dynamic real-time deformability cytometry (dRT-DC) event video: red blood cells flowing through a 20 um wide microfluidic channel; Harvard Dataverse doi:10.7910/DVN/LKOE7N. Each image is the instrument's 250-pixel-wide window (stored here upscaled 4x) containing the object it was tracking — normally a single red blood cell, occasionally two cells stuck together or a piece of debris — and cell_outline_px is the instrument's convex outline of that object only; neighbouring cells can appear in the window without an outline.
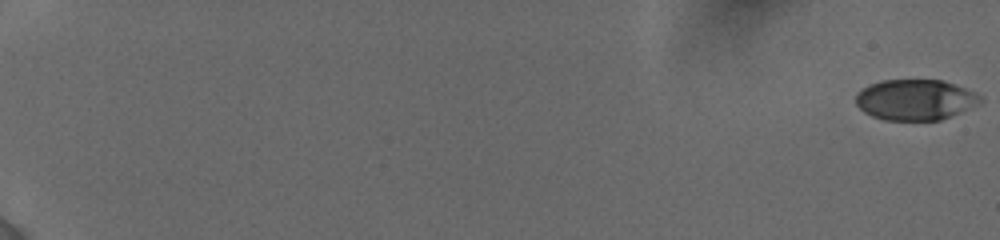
{"species": "human", "species_latin": "Homo sapiens", "temperature_condition": "cold", "stored_images_in_passage": 90, "camera_frame_rate_fps": 3000, "um_per_image_px": 0.085, "donor": {"sex": "female"}, "frame": {"image": 1, "passage_image": 1, "time_ms": 0.0, "image_size_px": [1000, 240], "cell_outline_px": [[984, 100], [980, 104], [940, 120], [884, 120], [872, 116], [864, 112], [856, 104], [856, 92], [868, 84], [880, 80], [940, 80], [976, 92], [984, 96]], "centroid_in_image_um": [77.8, 8.48], "position_along_channel_um": 7.2, "area_um2": 29.71}}
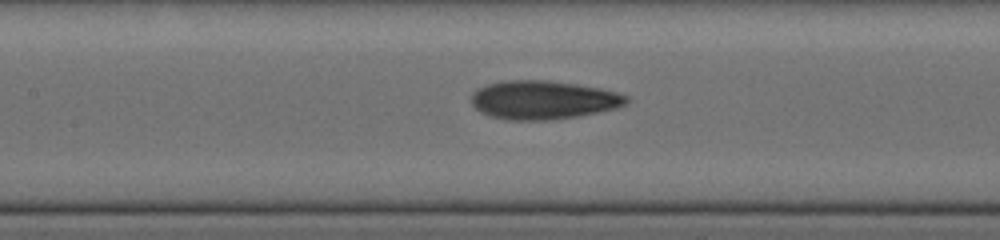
{"frame": {"image": 2, "passage_image": 53, "time_ms": 10.0, "image_size_px": [1000, 240], "cell_outline_px": [[628, 100], [624, 104], [616, 108], [576, 116], [548, 120], [508, 120], [492, 116], [480, 112], [472, 104], [472, 92], [476, 88], [488, 84], [504, 80], [548, 80], [576, 84], [600, 88], [616, 92], [628, 96]], "centroid_in_image_um": [46.13, 8.48], "position_along_channel_um": 161.3, "area_um2": 34.74}}
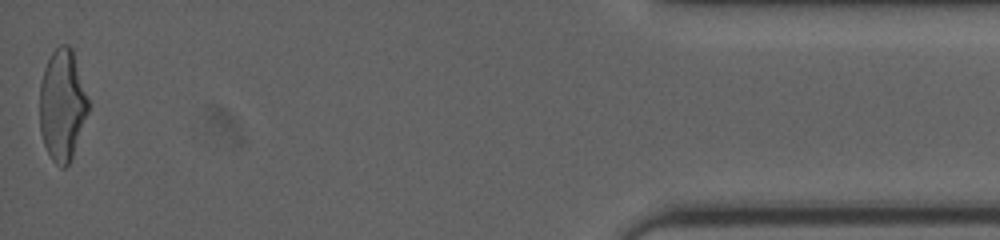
{"frame": {"image": 3, "passage_image": 90, "time_ms": 18.667, "image_size_px": [1000, 240], "cell_outline_px": [[88, 112], [72, 156], [68, 164], [64, 168], [60, 168], [52, 160], [44, 144], [40, 132], [40, 84], [44, 68], [52, 52], [60, 44], [68, 44], [72, 48], [88, 100]], "centroid_in_image_um": [5.28, 8.93], "position_along_channel_um": 429.9, "area_um2": 31.15}, "authors_computed_cell_mechanics": {"area_um2": 32.2524, "velocity_mm_per_s": 3.8782, "shape_relaxation_time_tau1_ms": 4.1265, "shape_relaxation_time_tau2_ms": 1.5127, "deformation_change_tau1": 0.1804, "deformation_change_tau2": 0.0989}}